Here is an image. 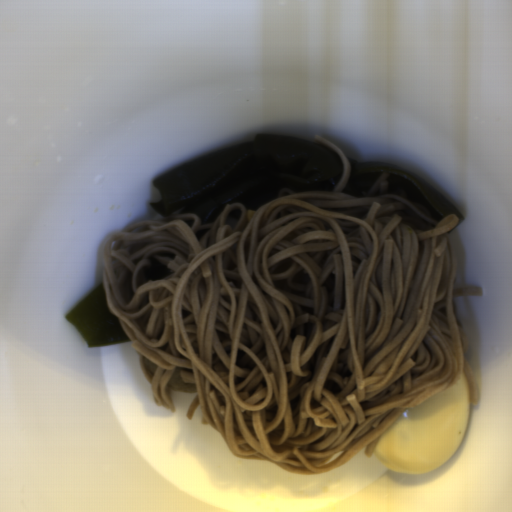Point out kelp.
Masks as SVG:
<instances>
[{
    "label": "kelp",
    "instance_id": "kelp-1",
    "mask_svg": "<svg viewBox=\"0 0 512 512\" xmlns=\"http://www.w3.org/2000/svg\"><path fill=\"white\" fill-rule=\"evenodd\" d=\"M344 173L342 157L315 140L253 134L173 165L152 178L160 216L196 215L216 220L229 204L257 210L282 191H333Z\"/></svg>",
    "mask_w": 512,
    "mask_h": 512
},
{
    "label": "kelp",
    "instance_id": "kelp-2",
    "mask_svg": "<svg viewBox=\"0 0 512 512\" xmlns=\"http://www.w3.org/2000/svg\"><path fill=\"white\" fill-rule=\"evenodd\" d=\"M65 316L88 349L132 341L119 318L109 308L104 281Z\"/></svg>",
    "mask_w": 512,
    "mask_h": 512
},
{
    "label": "kelp",
    "instance_id": "kelp-3",
    "mask_svg": "<svg viewBox=\"0 0 512 512\" xmlns=\"http://www.w3.org/2000/svg\"><path fill=\"white\" fill-rule=\"evenodd\" d=\"M347 161L350 165L349 178L343 191L351 195H362L377 185L383 174L388 172H404L425 188L445 215L457 217V225L453 229L461 224L464 218L461 211L416 174L386 161H357L351 159Z\"/></svg>",
    "mask_w": 512,
    "mask_h": 512
},
{
    "label": "kelp",
    "instance_id": "kelp-4",
    "mask_svg": "<svg viewBox=\"0 0 512 512\" xmlns=\"http://www.w3.org/2000/svg\"><path fill=\"white\" fill-rule=\"evenodd\" d=\"M386 188L388 192H394L419 211L425 213L433 219L439 220L438 214L427 202L418 188L407 180L398 176H391L387 179Z\"/></svg>",
    "mask_w": 512,
    "mask_h": 512
}]
</instances>
